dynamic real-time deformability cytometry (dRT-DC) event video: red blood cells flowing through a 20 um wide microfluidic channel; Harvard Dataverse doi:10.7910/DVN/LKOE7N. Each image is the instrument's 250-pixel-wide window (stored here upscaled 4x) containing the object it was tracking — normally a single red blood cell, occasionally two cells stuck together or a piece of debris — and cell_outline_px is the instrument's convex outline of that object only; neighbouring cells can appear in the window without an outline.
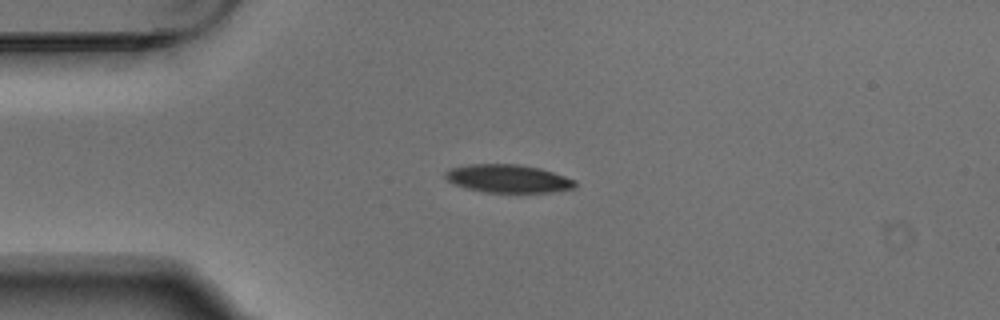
{"species": "Egyptian fruit bat (a non-hibernating species)", "species_latin": "Rousettus aegyptiacus", "temperature_condition": "warm", "stored_images_in_passage": 4, "camera_frame_rate_fps": 3000, "um_per_image_px": 0.085, "animal": {"sex": "male"}, "frame": {"image": 1, "passage_image": 3, "time_ms": 0.667, "image_size_px": [1000, 320], "cell_outline_px": [[576, 188], [552, 192], [484, 192], [468, 188], [456, 184], [448, 180], [444, 176], [444, 172], [452, 168], [468, 164], [516, 164], [540, 168], [576, 180]], "centroid_in_image_um": [43.21, 15.18], "position_along_channel_um": 41.8, "area_um2": 21.1}}